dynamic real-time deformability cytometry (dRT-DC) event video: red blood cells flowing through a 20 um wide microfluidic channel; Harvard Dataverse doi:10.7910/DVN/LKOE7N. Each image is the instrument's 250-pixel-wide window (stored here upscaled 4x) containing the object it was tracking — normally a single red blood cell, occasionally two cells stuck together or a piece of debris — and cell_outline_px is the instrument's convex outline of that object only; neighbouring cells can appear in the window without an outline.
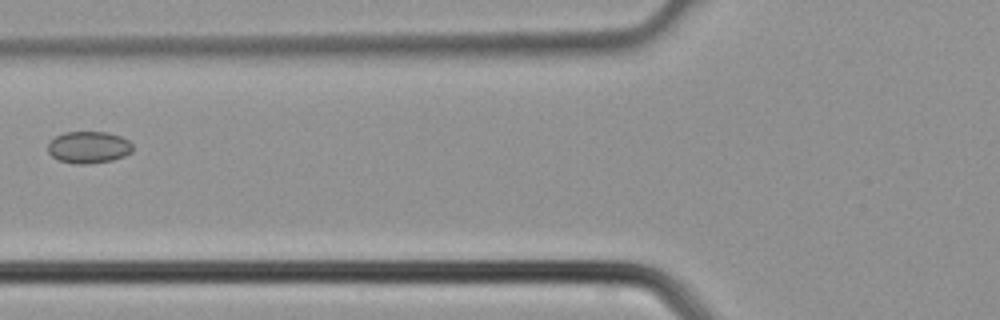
{"species": "common noctule bat (a hibernating species)", "species_latin": "Nyctalus noctula", "temperature_condition": "cold", "stored_images_in_passage": 2, "camera_frame_rate_fps": 3000, "um_per_image_px": 0.085, "animal": {"sex": "male", "body_mass_g": 21.5, "forearm_length_mm": 52.0}, "frame": {"image": 1, "passage_image": 2, "time_ms": 0.333, "image_size_px": [1000, 320], "cell_outline_px": [[132, 152], [124, 156], [112, 160], [88, 164], [76, 164], [60, 160], [52, 156], [48, 152], [48, 144], [56, 136], [64, 132], [108, 132], [120, 136], [128, 140], [132, 144]], "centroid_in_image_um": [7.55, 12.52], "position_along_channel_um": 118.3, "area_um2": 15.72}}